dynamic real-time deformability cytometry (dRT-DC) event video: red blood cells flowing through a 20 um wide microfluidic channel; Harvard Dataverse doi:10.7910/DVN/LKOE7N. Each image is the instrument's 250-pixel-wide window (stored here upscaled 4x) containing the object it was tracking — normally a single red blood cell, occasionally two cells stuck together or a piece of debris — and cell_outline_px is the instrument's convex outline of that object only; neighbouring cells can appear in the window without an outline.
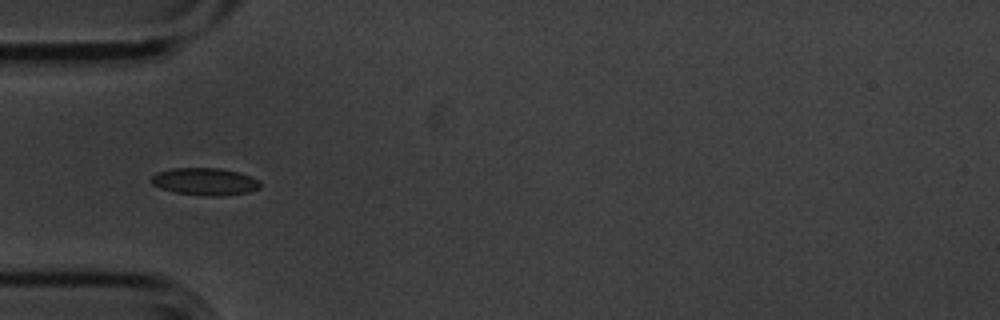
{"species": "common noctule bat (a hibernating species)", "species_latin": "Nyctalus noctula", "temperature_condition": "cold", "stored_images_in_passage": 10, "camera_frame_rate_fps": 3000, "um_per_image_px": 0.085, "animal": {"sex": "male", "body_mass_g": 20.1, "forearm_length_mm": 53.5}, "frame": {"image": 1, "passage_image": 5, "time_ms": 1.333, "image_size_px": [1000, 320], "cell_outline_px": [[260, 188], [248, 192], [224, 196], [204, 196], [176, 192], [160, 188], [152, 184], [152, 176], [156, 172], [172, 168], [220, 168], [252, 176], [260, 180]], "centroid_in_image_um": [17.44, 15.43], "position_along_channel_um": 67.6, "area_um2": 17.4}}
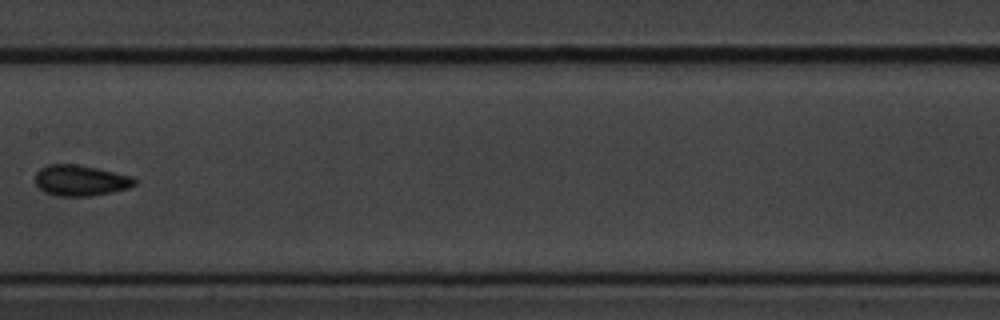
{"frame": {"image": 2, "passage_image": 8, "time_ms": 2.333, "image_size_px": [1000, 320], "cell_outline_px": [[136, 184], [128, 188], [112, 192], [92, 196], [60, 196], [44, 192], [36, 184], [36, 172], [40, 168], [48, 164], [76, 164], [96, 168], [132, 176], [136, 180]], "centroid_in_image_um": [6.84, 15.34], "position_along_channel_um": 200.6, "area_um2": 17.8}}
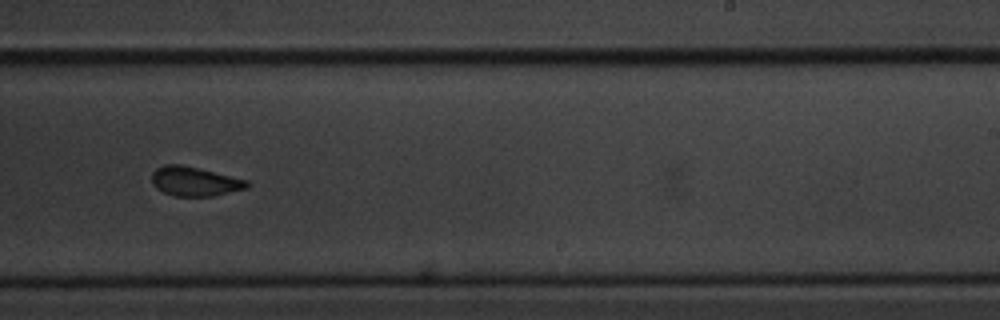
{"frame": {"image": 3, "passage_image": 10, "time_ms": 3.0, "image_size_px": [1000, 320], "cell_outline_px": [[248, 188], [212, 196], [172, 196], [156, 188], [152, 184], [152, 172], [156, 168], [164, 164], [180, 164], [248, 180]], "centroid_in_image_um": [16.51, 15.42], "position_along_channel_um": 272.5, "area_um2": 16.18}}